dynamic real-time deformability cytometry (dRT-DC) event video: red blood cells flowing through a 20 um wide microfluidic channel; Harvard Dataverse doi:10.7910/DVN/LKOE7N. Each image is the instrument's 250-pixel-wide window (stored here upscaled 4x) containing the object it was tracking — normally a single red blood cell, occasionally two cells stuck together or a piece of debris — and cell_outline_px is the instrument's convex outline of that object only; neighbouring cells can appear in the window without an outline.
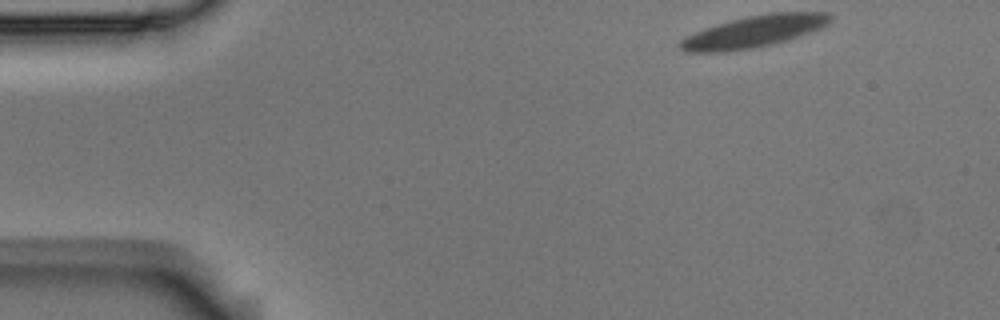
{"species": "Egyptian fruit bat (a non-hibernating species)", "species_latin": "Rousettus aegyptiacus", "temperature_condition": "room temperature", "stored_images_in_passage": 12, "camera_frame_rate_fps": 3000, "um_per_image_px": 0.085, "animal": {"sex": "male"}, "frame": {"image": 1, "passage_image": 1, "time_ms": 0.0, "image_size_px": [1000, 320], "cell_outline_px": [[832, 20], [828, 24], [820, 28], [772, 44], [752, 48], [728, 52], [684, 52], [676, 44], [684, 36], [716, 24], [748, 16], [768, 12], [828, 12], [832, 16]], "centroid_in_image_um": [64.03, 2.68], "position_along_channel_um": 21.0, "area_um2": 27.74}}
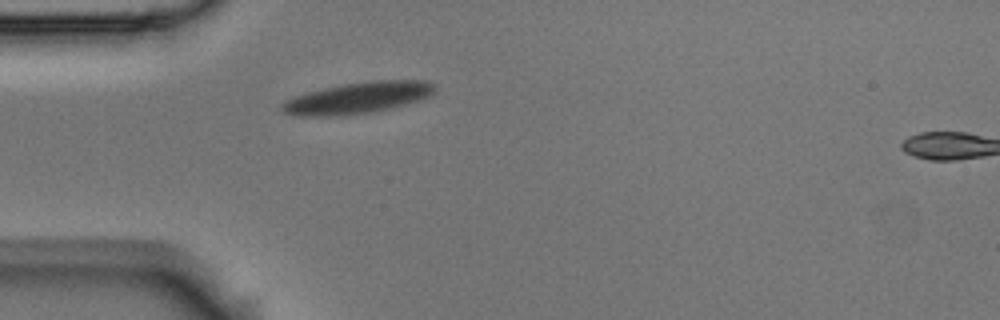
{"frame": {"image": 2, "passage_image": 11, "time_ms": 3.333, "image_size_px": [1000, 320], "cell_outline_px": [[436, 92], [432, 96], [392, 108], [372, 112], [344, 116], [300, 116], [280, 112], [280, 104], [284, 100], [308, 92], [324, 88], [344, 84], [368, 80], [424, 80], [436, 84]], "centroid_in_image_um": [30.44, 8.32], "position_along_channel_um": 54.6, "area_um2": 28.38}}